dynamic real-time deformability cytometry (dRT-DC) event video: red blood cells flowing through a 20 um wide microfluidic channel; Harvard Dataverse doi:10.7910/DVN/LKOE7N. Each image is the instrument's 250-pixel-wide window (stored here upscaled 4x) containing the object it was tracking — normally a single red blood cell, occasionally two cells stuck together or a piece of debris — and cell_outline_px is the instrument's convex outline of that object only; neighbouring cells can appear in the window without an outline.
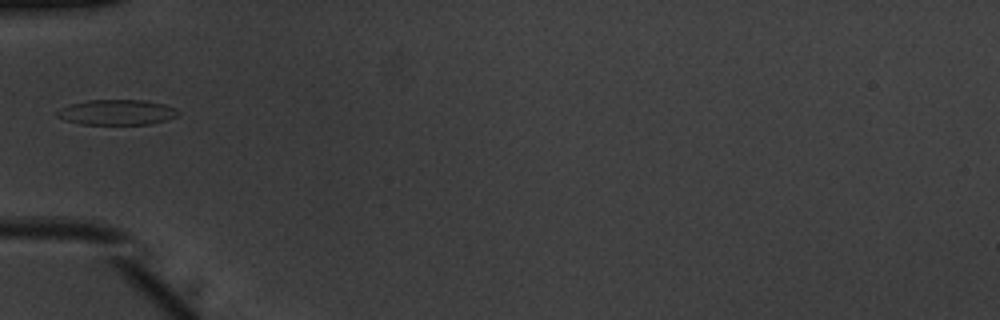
{"species": "common noctule bat (a hibernating species)", "species_latin": "Nyctalus noctula", "temperature_condition": "warm", "stored_images_in_passage": 4, "camera_frame_rate_fps": 3000, "um_per_image_px": 0.085, "animal": {"sex": "male", "body_mass_g": 20.1, "forearm_length_mm": 53.5}, "frame": {"image": 1, "passage_image": 1, "time_ms": 0.0, "image_size_px": [1000, 320], "cell_outline_px": [[180, 112], [176, 116], [168, 120], [152, 124], [80, 124], [64, 120], [56, 116], [56, 112], [60, 108], [72, 104], [88, 100], [144, 100], [164, 104], [176, 108]], "centroid_in_image_um": [9.95, 9.55], "position_along_channel_um": 75.1, "area_um2": 17.92}}